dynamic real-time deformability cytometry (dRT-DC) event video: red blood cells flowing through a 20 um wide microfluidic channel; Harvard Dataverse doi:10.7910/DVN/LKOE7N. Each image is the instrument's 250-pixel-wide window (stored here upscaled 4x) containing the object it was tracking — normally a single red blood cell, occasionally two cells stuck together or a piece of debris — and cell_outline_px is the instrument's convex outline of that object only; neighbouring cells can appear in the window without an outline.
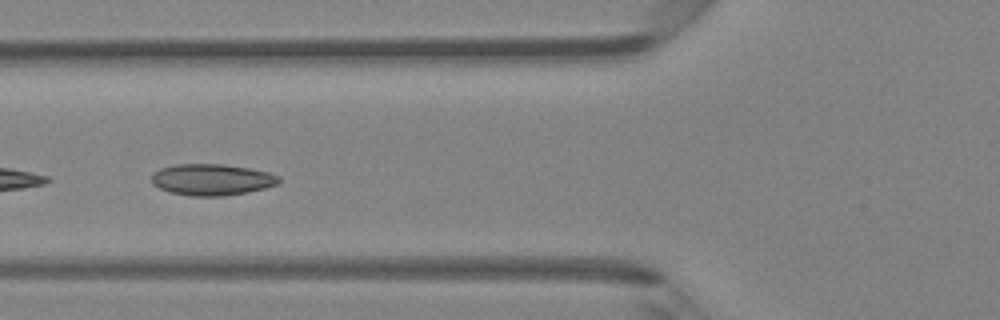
{"species": "Egyptian fruit bat (a non-hibernating species)", "species_latin": "Rousettus aegyptiacus", "temperature_condition": "room temperature", "stored_images_in_passage": 36, "camera_frame_rate_fps": 3000, "um_per_image_px": 0.085, "animal": {"sex": "female"}, "frame": {"image": 1, "passage_image": 18, "time_ms": 5.667, "image_size_px": [1000, 320], "cell_outline_px": [[280, 184], [264, 188], [224, 196], [188, 196], [168, 192], [152, 184], [152, 172], [160, 168], [176, 164], [224, 164], [248, 168], [268, 172], [280, 176]], "centroid_in_image_um": [17.98, 15.27], "position_along_channel_um": 107.8, "area_um2": 23.41}}
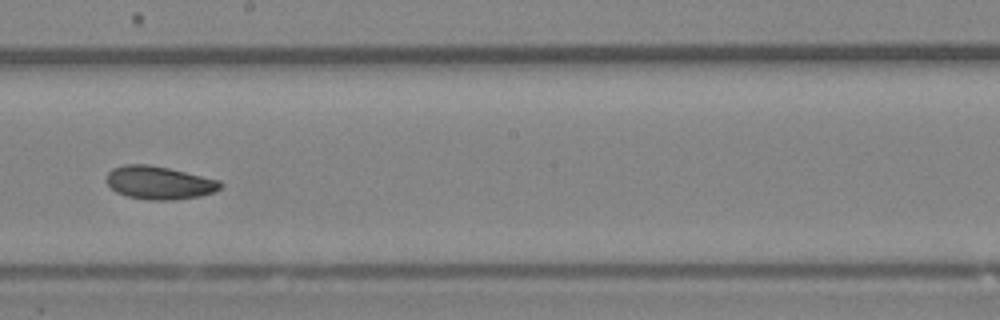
{"frame": {"image": 2, "passage_image": 27, "time_ms": 8.667, "image_size_px": [1000, 320], "cell_outline_px": [[224, 184], [216, 192], [200, 196], [172, 200], [148, 200], [128, 196], [116, 192], [108, 184], [108, 172], [112, 168], [124, 164], [148, 164], [168, 168], [220, 180]], "centroid_in_image_um": [13.56, 15.53], "position_along_channel_um": 234.6, "area_um2": 21.96}}
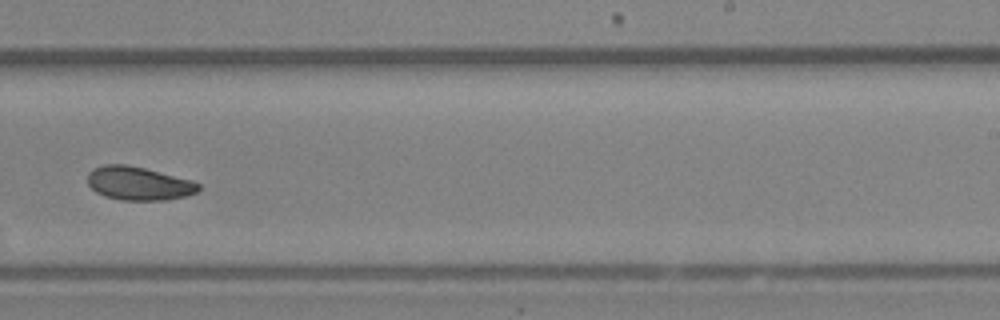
{"frame": {"image": 3, "passage_image": 30, "time_ms": 9.667, "image_size_px": [1000, 320], "cell_outline_px": [[200, 188], [196, 192], [188, 196], [164, 200], [120, 200], [104, 196], [96, 192], [88, 184], [88, 172], [92, 168], [104, 164], [124, 164], [144, 168], [192, 180], [200, 184]], "centroid_in_image_um": [11.77, 15.59], "position_along_channel_um": 277.2, "area_um2": 21.73}}